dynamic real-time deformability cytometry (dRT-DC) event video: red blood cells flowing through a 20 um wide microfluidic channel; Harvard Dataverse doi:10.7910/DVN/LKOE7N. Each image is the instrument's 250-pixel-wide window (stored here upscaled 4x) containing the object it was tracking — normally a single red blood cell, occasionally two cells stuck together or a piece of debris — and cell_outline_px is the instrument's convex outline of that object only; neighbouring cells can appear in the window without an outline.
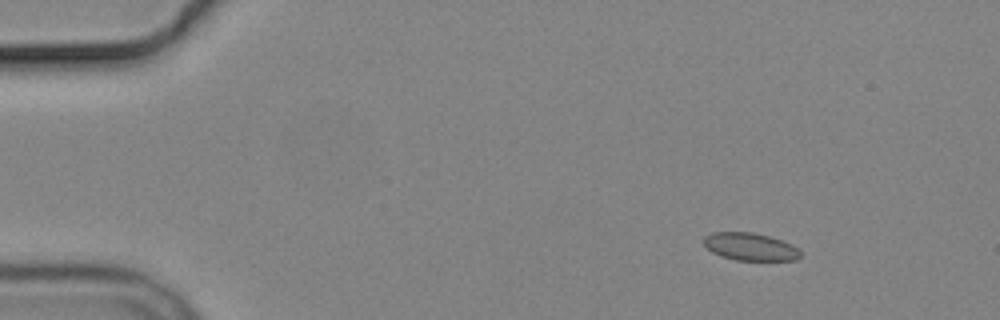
{"species": "common noctule bat (a hibernating species)", "species_latin": "Nyctalus noctula", "temperature_condition": "cold", "stored_images_in_passage": 9, "camera_frame_rate_fps": 3000, "um_per_image_px": 0.085, "animal": {"sex": "male", "body_mass_g": 19.2, "forearm_length_mm": 51.8}, "frame": {"image": 1, "passage_image": 3, "time_ms": 2.333, "image_size_px": [1000, 320], "cell_outline_px": [[800, 256], [796, 260], [736, 260], [720, 256], [712, 252], [704, 244], [704, 236], [712, 232], [752, 232], [768, 236], [792, 244], [800, 252]], "centroid_in_image_um": [63.74, 20.97], "position_along_channel_um": 21.3, "area_um2": 15.43}}
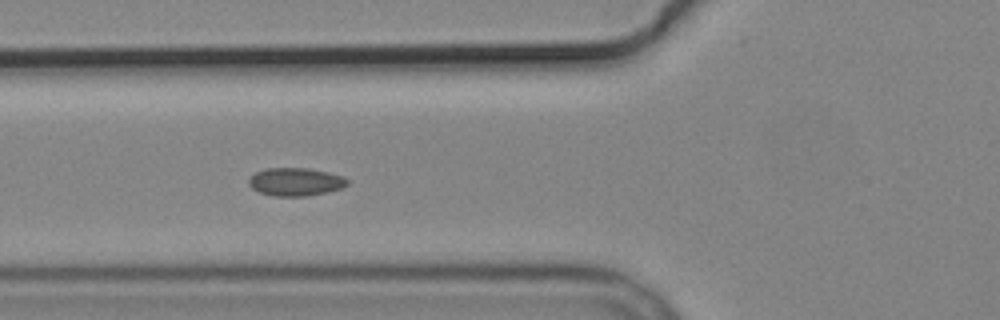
{"frame": {"image": 2, "passage_image": 7, "time_ms": 7.0, "image_size_px": [1000, 320], "cell_outline_px": [[348, 184], [344, 188], [328, 192], [308, 196], [272, 196], [260, 192], [252, 188], [248, 184], [248, 180], [256, 172], [264, 168], [308, 168], [328, 172], [344, 176], [348, 180]], "centroid_in_image_um": [25.15, 15.46], "position_along_channel_um": 100.7, "area_um2": 16.3}}
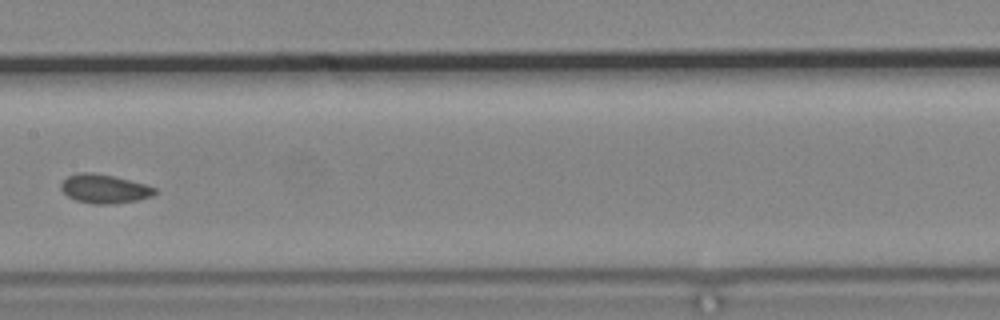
{"frame": {"image": 3, "passage_image": 9, "time_ms": 9.667, "image_size_px": [1000, 320], "cell_outline_px": [[156, 192], [152, 196], [140, 200], [112, 204], [92, 204], [76, 200], [68, 196], [60, 188], [60, 184], [68, 176], [80, 172], [92, 172], [112, 176], [144, 184], [156, 188]], "centroid_in_image_um": [8.86, 16.06], "position_along_channel_um": 198.5, "area_um2": 15.72}}